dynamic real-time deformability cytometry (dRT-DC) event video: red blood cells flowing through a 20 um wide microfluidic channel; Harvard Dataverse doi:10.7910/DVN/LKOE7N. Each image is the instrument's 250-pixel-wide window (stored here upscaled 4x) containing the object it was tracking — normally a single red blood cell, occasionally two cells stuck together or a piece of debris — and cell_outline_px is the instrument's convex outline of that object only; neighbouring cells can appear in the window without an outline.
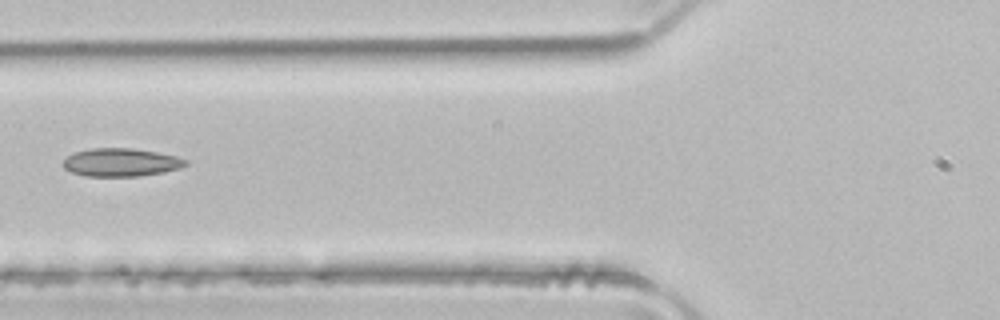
{"species": "common noctule bat (a hibernating species)", "species_latin": "Nyctalus noctula", "temperature_condition": "room temperature", "stored_images_in_passage": 4, "camera_frame_rate_fps": 3000, "um_per_image_px": 0.085, "animal": {"sex": "male", "body_mass_g": 21.5, "forearm_length_mm": 52.0}, "frame": {"image": 1, "passage_image": 4, "time_ms": 1.0, "image_size_px": [1000, 320], "cell_outline_px": [[188, 164], [180, 168], [164, 172], [140, 176], [88, 176], [72, 172], [64, 168], [64, 160], [72, 152], [92, 148], [132, 148], [156, 152], [176, 156], [188, 160]], "centroid_in_image_um": [10.3, 13.79], "position_along_channel_um": 115.5, "area_um2": 20.06}}